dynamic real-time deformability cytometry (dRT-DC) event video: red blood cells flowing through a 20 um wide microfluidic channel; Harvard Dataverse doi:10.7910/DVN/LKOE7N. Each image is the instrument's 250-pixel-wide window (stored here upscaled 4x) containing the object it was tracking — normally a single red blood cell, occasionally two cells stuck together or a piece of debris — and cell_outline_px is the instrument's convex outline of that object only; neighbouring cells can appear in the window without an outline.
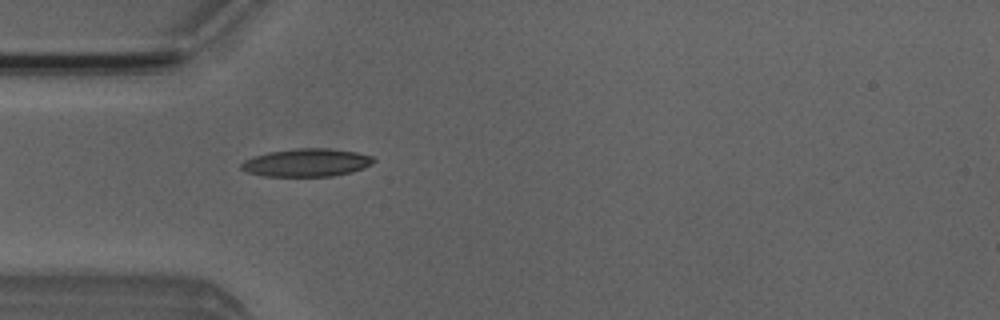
{"species": "Egyptian fruit bat (a non-hibernating species)", "species_latin": "Rousettus aegyptiacus", "temperature_condition": "room temperature", "stored_images_in_passage": 6, "camera_frame_rate_fps": 3000, "um_per_image_px": 0.085, "animal": {"sex": "male"}, "frame": {"image": 1, "passage_image": 5, "time_ms": 4.667, "image_size_px": [1000, 320], "cell_outline_px": [[376, 160], [372, 164], [364, 168], [352, 172], [332, 176], [264, 176], [248, 172], [240, 168], [240, 164], [244, 160], [268, 152], [300, 148], [328, 148], [356, 152], [372, 156]], "centroid_in_image_um": [26.09, 13.82], "position_along_channel_um": 58.9, "area_um2": 21.5}}